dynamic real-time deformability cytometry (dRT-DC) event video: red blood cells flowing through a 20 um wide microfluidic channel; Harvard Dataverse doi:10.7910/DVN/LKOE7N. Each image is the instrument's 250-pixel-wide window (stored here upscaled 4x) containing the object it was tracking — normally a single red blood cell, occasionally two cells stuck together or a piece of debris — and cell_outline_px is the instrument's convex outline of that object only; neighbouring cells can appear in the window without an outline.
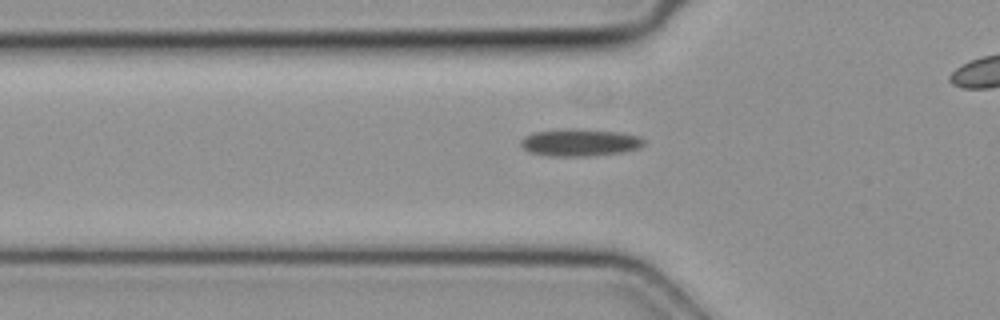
{"species": "common noctule bat (a hibernating species)", "species_latin": "Nyctalus noctula", "temperature_condition": "cold", "stored_images_in_passage": 29, "camera_frame_rate_fps": 3000, "um_per_image_px": 0.085, "animal": {"sex": "female", "body_mass_g": 19.3, "forearm_length_mm": 54.1}, "frame": {"image": 1, "passage_image": 6, "time_ms": 1.667, "image_size_px": [1000, 320], "cell_outline_px": [[644, 144], [640, 148], [624, 152], [592, 156], [548, 156], [528, 152], [520, 144], [520, 140], [524, 136], [532, 132], [568, 128], [576, 128], [616, 132], [640, 136], [644, 140]], "centroid_in_image_um": [49.26, 12.11], "position_along_channel_um": 76.5, "area_um2": 19.83}}
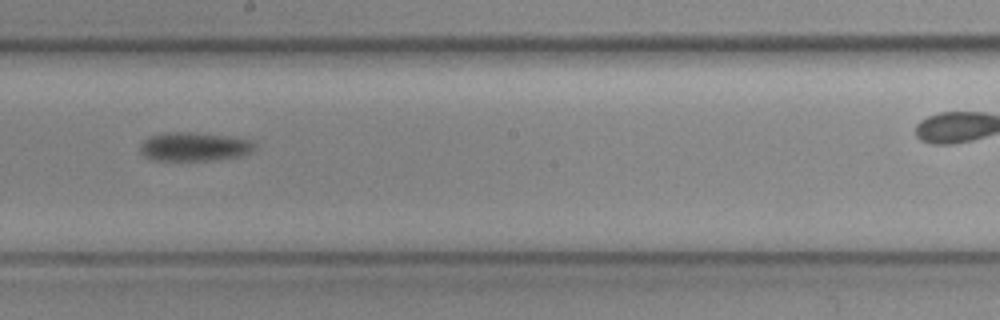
{"frame": {"image": 2, "passage_image": 17, "time_ms": 5.333, "image_size_px": [1000, 320], "cell_outline_px": [[256, 148], [252, 152], [244, 156], [216, 160], [152, 160], [144, 156], [140, 152], [140, 144], [144, 140], [152, 136], [216, 136], [248, 140], [256, 144]], "centroid_in_image_um": [16.57, 12.57], "position_along_channel_um": 231.6, "area_um2": 17.69}}
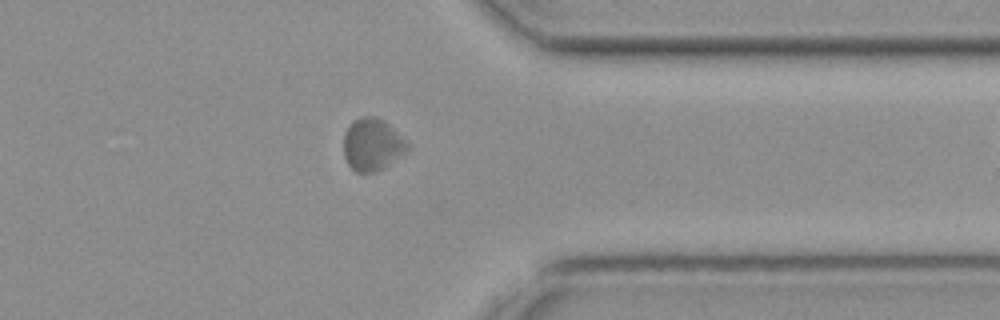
{"frame": {"image": 3, "passage_image": 28, "time_ms": 9.0, "image_size_px": [1000, 320], "cell_outline_px": [[408, 148], [404, 152], [376, 172], [356, 172], [348, 164], [344, 156], [344, 132], [348, 124], [352, 120], [360, 116], [376, 116], [384, 120], [408, 144]], "centroid_in_image_um": [31.57, 12.25], "position_along_channel_um": 379.8, "area_um2": 19.13}}